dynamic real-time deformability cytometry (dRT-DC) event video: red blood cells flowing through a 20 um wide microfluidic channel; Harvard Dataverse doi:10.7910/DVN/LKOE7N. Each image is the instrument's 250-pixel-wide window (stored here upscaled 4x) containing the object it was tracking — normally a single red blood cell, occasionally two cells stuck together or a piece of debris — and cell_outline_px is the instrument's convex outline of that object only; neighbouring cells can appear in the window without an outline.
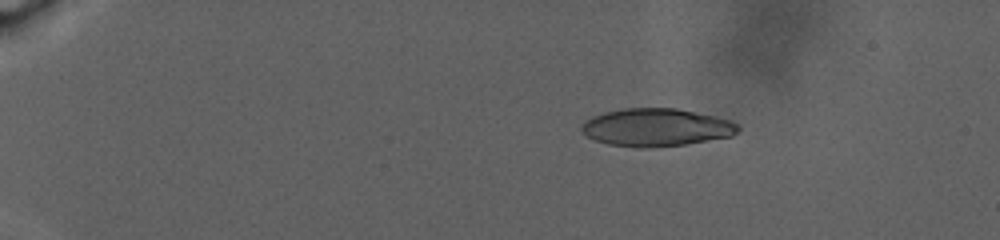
{"species": "human", "species_latin": "Homo sapiens", "temperature_condition": "warm", "stored_images_in_passage": 116, "camera_frame_rate_fps": 3000, "um_per_image_px": 0.085, "donor": {"sex": "male"}, "frame": {"image": 1, "passage_image": 20, "time_ms": 5.667, "image_size_px": [1000, 240], "cell_outline_px": [[740, 128], [732, 136], [684, 144], [648, 148], [636, 148], [608, 144], [596, 140], [588, 136], [580, 128], [592, 116], [604, 112], [624, 108], [676, 108], [716, 116], [740, 124]], "centroid_in_image_um": [55.81, 10.83], "position_along_channel_um": 29.2, "area_um2": 34.33}}
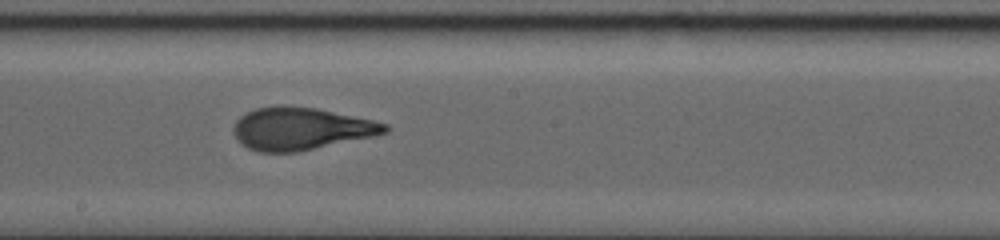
{"frame": {"image": 2, "passage_image": 74, "time_ms": 18.333, "image_size_px": [1000, 240], "cell_outline_px": [[392, 128], [388, 132], [372, 136], [300, 152], [260, 152], [248, 148], [240, 144], [232, 128], [236, 120], [240, 116], [256, 108], [276, 104], [316, 108], [372, 120], [388, 124]], "centroid_in_image_um": [25.56, 10.93], "position_along_channel_um": 222.6, "area_um2": 37.63}}
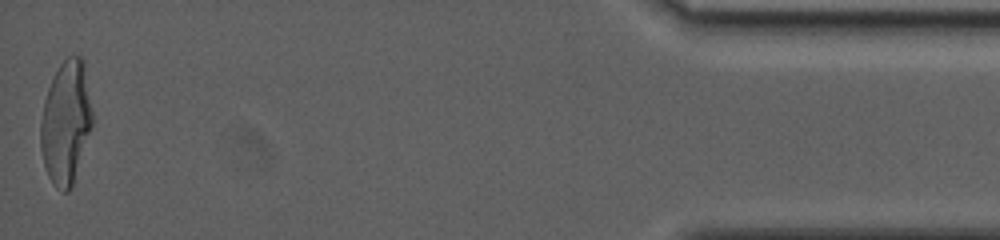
{"frame": {"image": 3, "passage_image": 115, "time_ms": 29.667, "image_size_px": [1000, 240], "cell_outline_px": [[92, 124], [72, 188], [68, 192], [64, 192], [56, 188], [52, 184], [48, 176], [44, 164], [40, 148], [40, 124], [44, 100], [52, 76], [60, 64], [68, 56], [80, 56], [84, 60], [92, 112]], "centroid_in_image_um": [5.59, 10.41], "position_along_channel_um": 429.6, "area_um2": 37.22}, "authors_computed_cell_mechanics": {"area_um2": 36.5585, "velocity_mm_per_s": 2.4555, "shape_relaxation_time_tau1_ms": 7.8272, "shape_relaxation_time_tau2_ms": 1.4044, "deformation_change_tau1": 0.2628, "deformation_change_tau2": 0.089}}